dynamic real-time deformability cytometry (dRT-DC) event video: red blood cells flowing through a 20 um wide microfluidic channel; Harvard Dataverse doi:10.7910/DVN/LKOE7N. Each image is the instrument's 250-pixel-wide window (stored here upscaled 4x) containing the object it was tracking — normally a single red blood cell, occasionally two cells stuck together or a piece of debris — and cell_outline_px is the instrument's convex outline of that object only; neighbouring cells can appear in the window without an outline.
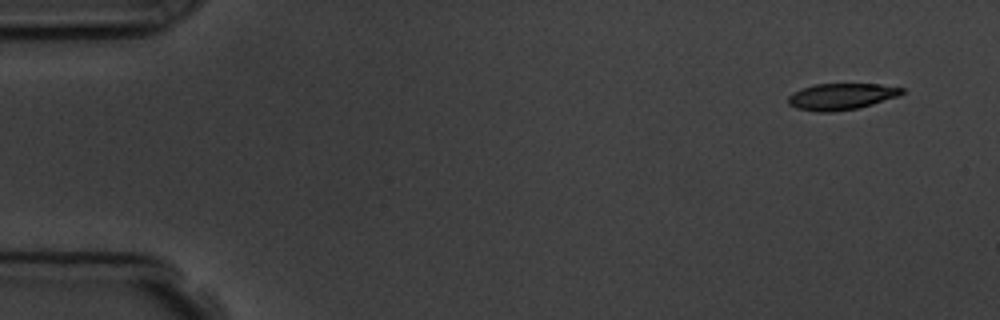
{"species": "common noctule bat (a hibernating species)", "species_latin": "Nyctalus noctula", "temperature_condition": "room temperature", "stored_images_in_passage": 5, "segment_of_instrument_passage": [2, 2], "camera_frame_rate_fps": 3000, "um_per_image_px": 0.085, "animal": {"sex": "male", "body_mass_g": 19.5, "forearm_length_mm": 54.6}, "frame": {"image": 1, "passage_image": 5, "time_ms": 6.333, "image_size_px": [1000, 320], "cell_outline_px": [[908, 92], [900, 96], [872, 104], [856, 108], [832, 112], [816, 112], [796, 108], [788, 104], [788, 96], [792, 92], [812, 84], [880, 84], [904, 88]], "centroid_in_image_um": [71.53, 8.2], "position_along_channel_um": 13.5, "area_um2": 17.74}}